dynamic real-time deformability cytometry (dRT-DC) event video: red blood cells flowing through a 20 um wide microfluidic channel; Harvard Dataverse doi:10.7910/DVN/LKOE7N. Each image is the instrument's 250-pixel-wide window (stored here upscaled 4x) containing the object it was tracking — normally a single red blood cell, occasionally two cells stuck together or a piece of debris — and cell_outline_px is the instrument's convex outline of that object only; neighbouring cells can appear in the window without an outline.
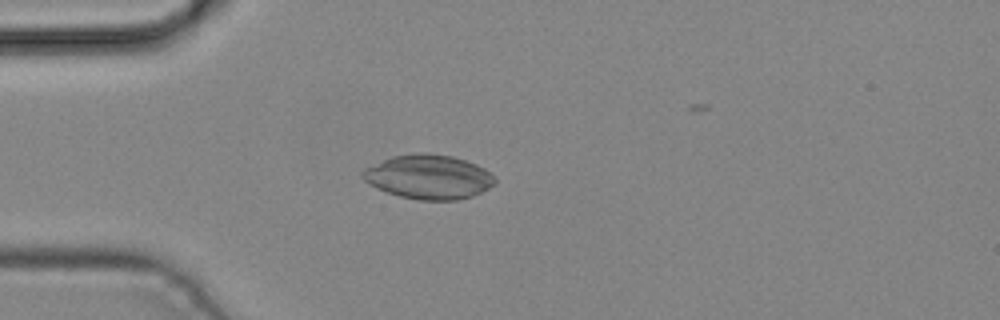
{"species": "common noctule bat (a hibernating species)", "species_latin": "Nyctalus noctula", "temperature_condition": "cold", "stored_images_in_passage": 3, "camera_frame_rate_fps": 3000, "um_per_image_px": 0.085, "animal": {"sex": "male", "body_mass_g": 19.2, "forearm_length_mm": 51.8}, "frame": {"image": 1, "passage_image": 3, "time_ms": 0.667, "image_size_px": [1000, 320], "cell_outline_px": [[496, 184], [472, 196], [456, 200], [420, 200], [400, 196], [376, 188], [364, 180], [360, 176], [360, 172], [364, 168], [392, 156], [416, 152], [424, 152], [452, 156], [476, 164], [484, 168], [496, 180]], "centroid_in_image_um": [36.4, 15.03], "position_along_channel_um": 48.6, "area_um2": 34.1}}